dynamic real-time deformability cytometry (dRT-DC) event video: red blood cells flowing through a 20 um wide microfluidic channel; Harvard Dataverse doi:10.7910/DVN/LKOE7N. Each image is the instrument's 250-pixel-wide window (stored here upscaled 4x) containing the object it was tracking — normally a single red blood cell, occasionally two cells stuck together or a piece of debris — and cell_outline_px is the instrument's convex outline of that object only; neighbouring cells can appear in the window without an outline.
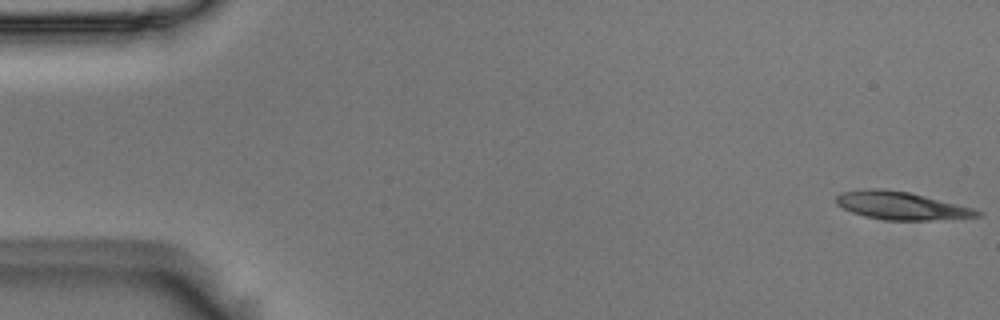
{"species": "Egyptian fruit bat (a non-hibernating species)", "species_latin": "Rousettus aegyptiacus", "temperature_condition": "room temperature", "stored_images_in_passage": 55, "camera_frame_rate_fps": 3000, "um_per_image_px": 0.085, "animal": {"sex": "male"}, "frame": {"image": 1, "passage_image": 1, "time_ms": 0.0, "image_size_px": [1000, 320], "cell_outline_px": [[984, 212], [980, 216], [928, 220], [884, 220], [864, 216], [852, 212], [836, 204], [836, 196], [840, 192], [864, 188], [884, 188], [908, 192], [972, 208]], "centroid_in_image_um": [76.53, 17.47], "position_along_channel_um": 8.5, "area_um2": 22.77}}
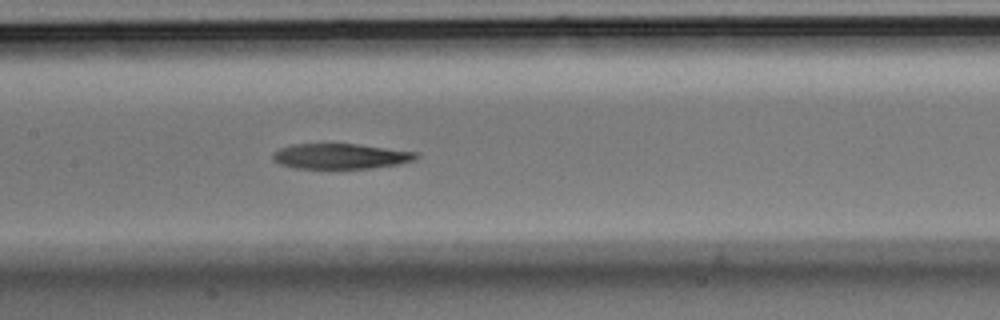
{"frame": {"image": 2, "passage_image": 26, "time_ms": 8.333, "image_size_px": [1000, 320], "cell_outline_px": [[420, 156], [416, 160], [400, 164], [372, 168], [296, 168], [280, 164], [272, 160], [272, 152], [280, 148], [292, 144], [356, 144], [420, 152]], "centroid_in_image_um": [28.99, 13.28], "position_along_channel_um": 178.4, "area_um2": 21.33}}
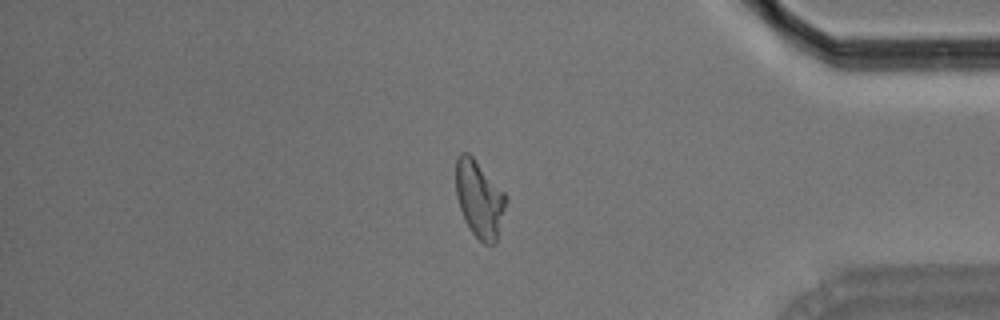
{"frame": {"image": 3, "passage_image": 46, "time_ms": 15.0, "image_size_px": [1000, 320], "cell_outline_px": [[508, 200], [496, 244], [484, 244], [468, 228], [464, 220], [456, 196], [456, 156], [460, 152], [468, 152], [472, 156], [508, 196]], "centroid_in_image_um": [40.76, 16.92], "position_along_channel_um": 394.4, "area_um2": 22.72}, "authors_computed_cell_mechanics": {"area_um2": 22.7732, "velocity_mm_per_s": 3.6589, "shape_relaxation_time_tau1_ms": 6.411, "shape_relaxation_time_tau2_ms": null, "deformation_change_tau1": 0.2122, "deformation_change_tau2": null}}